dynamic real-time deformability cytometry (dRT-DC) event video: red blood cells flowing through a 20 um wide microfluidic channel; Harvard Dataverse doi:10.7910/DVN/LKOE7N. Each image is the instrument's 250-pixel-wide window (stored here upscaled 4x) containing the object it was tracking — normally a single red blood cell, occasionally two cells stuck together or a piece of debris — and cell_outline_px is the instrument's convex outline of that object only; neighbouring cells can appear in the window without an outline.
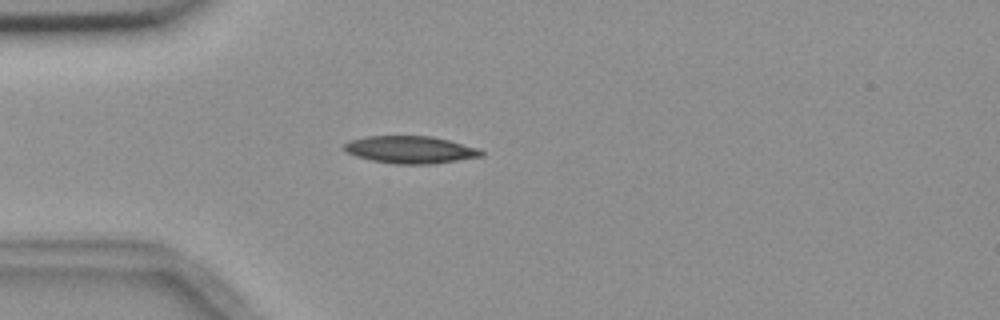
{"species": "common noctule bat (a hibernating species)", "species_latin": "Nyctalus noctula", "temperature_condition": "room temperature", "stored_images_in_passage": 5, "camera_frame_rate_fps": 3000, "um_per_image_px": 0.085, "animal": {"sex": "female", "body_mass_g": 18.4}, "frame": {"image": 1, "passage_image": 5, "time_ms": 4.333, "image_size_px": [1000, 320], "cell_outline_px": [[484, 156], [432, 164], [396, 164], [372, 160], [356, 156], [348, 152], [344, 148], [344, 144], [348, 140], [364, 136], [432, 136], [480, 148], [484, 152]], "centroid_in_image_um": [34.9, 12.72], "position_along_channel_um": 50.1, "area_um2": 21.91}}